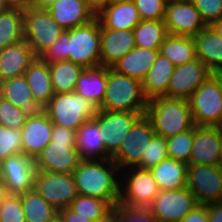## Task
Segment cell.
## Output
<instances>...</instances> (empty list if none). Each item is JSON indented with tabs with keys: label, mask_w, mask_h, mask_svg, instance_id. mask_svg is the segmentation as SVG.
Instances as JSON below:
<instances>
[{
	"label": "cell",
	"mask_w": 222,
	"mask_h": 222,
	"mask_svg": "<svg viewBox=\"0 0 222 222\" xmlns=\"http://www.w3.org/2000/svg\"><path fill=\"white\" fill-rule=\"evenodd\" d=\"M187 168V163L167 158L149 170L160 191H171L186 187Z\"/></svg>",
	"instance_id": "obj_30"
},
{
	"label": "cell",
	"mask_w": 222,
	"mask_h": 222,
	"mask_svg": "<svg viewBox=\"0 0 222 222\" xmlns=\"http://www.w3.org/2000/svg\"><path fill=\"white\" fill-rule=\"evenodd\" d=\"M175 65L160 53L155 63L143 79L142 90L147 100L158 96L168 97V85L174 72Z\"/></svg>",
	"instance_id": "obj_28"
},
{
	"label": "cell",
	"mask_w": 222,
	"mask_h": 222,
	"mask_svg": "<svg viewBox=\"0 0 222 222\" xmlns=\"http://www.w3.org/2000/svg\"><path fill=\"white\" fill-rule=\"evenodd\" d=\"M155 135L151 121L146 115H143L128 131L120 149L111 158L118 166L119 171H122L123 168L136 167L141 162L148 144Z\"/></svg>",
	"instance_id": "obj_13"
},
{
	"label": "cell",
	"mask_w": 222,
	"mask_h": 222,
	"mask_svg": "<svg viewBox=\"0 0 222 222\" xmlns=\"http://www.w3.org/2000/svg\"><path fill=\"white\" fill-rule=\"evenodd\" d=\"M164 23L168 34L194 37L207 27L191 0H168Z\"/></svg>",
	"instance_id": "obj_14"
},
{
	"label": "cell",
	"mask_w": 222,
	"mask_h": 222,
	"mask_svg": "<svg viewBox=\"0 0 222 222\" xmlns=\"http://www.w3.org/2000/svg\"><path fill=\"white\" fill-rule=\"evenodd\" d=\"M210 27L222 38V18L214 21Z\"/></svg>",
	"instance_id": "obj_55"
},
{
	"label": "cell",
	"mask_w": 222,
	"mask_h": 222,
	"mask_svg": "<svg viewBox=\"0 0 222 222\" xmlns=\"http://www.w3.org/2000/svg\"><path fill=\"white\" fill-rule=\"evenodd\" d=\"M88 8L97 16L109 3L110 0H85Z\"/></svg>",
	"instance_id": "obj_51"
},
{
	"label": "cell",
	"mask_w": 222,
	"mask_h": 222,
	"mask_svg": "<svg viewBox=\"0 0 222 222\" xmlns=\"http://www.w3.org/2000/svg\"><path fill=\"white\" fill-rule=\"evenodd\" d=\"M168 0H133L142 20H164Z\"/></svg>",
	"instance_id": "obj_43"
},
{
	"label": "cell",
	"mask_w": 222,
	"mask_h": 222,
	"mask_svg": "<svg viewBox=\"0 0 222 222\" xmlns=\"http://www.w3.org/2000/svg\"><path fill=\"white\" fill-rule=\"evenodd\" d=\"M186 187L198 204L222 202V167L188 164Z\"/></svg>",
	"instance_id": "obj_10"
},
{
	"label": "cell",
	"mask_w": 222,
	"mask_h": 222,
	"mask_svg": "<svg viewBox=\"0 0 222 222\" xmlns=\"http://www.w3.org/2000/svg\"><path fill=\"white\" fill-rule=\"evenodd\" d=\"M147 103L140 80L107 67L105 97L99 109L145 115Z\"/></svg>",
	"instance_id": "obj_3"
},
{
	"label": "cell",
	"mask_w": 222,
	"mask_h": 222,
	"mask_svg": "<svg viewBox=\"0 0 222 222\" xmlns=\"http://www.w3.org/2000/svg\"><path fill=\"white\" fill-rule=\"evenodd\" d=\"M53 123L46 112L27 118L22 131V153L35 159L51 142Z\"/></svg>",
	"instance_id": "obj_20"
},
{
	"label": "cell",
	"mask_w": 222,
	"mask_h": 222,
	"mask_svg": "<svg viewBox=\"0 0 222 222\" xmlns=\"http://www.w3.org/2000/svg\"><path fill=\"white\" fill-rule=\"evenodd\" d=\"M209 222H222V202L207 204Z\"/></svg>",
	"instance_id": "obj_50"
},
{
	"label": "cell",
	"mask_w": 222,
	"mask_h": 222,
	"mask_svg": "<svg viewBox=\"0 0 222 222\" xmlns=\"http://www.w3.org/2000/svg\"><path fill=\"white\" fill-rule=\"evenodd\" d=\"M98 108L76 93H58L45 106V112L55 125L77 131L87 120L93 119Z\"/></svg>",
	"instance_id": "obj_4"
},
{
	"label": "cell",
	"mask_w": 222,
	"mask_h": 222,
	"mask_svg": "<svg viewBox=\"0 0 222 222\" xmlns=\"http://www.w3.org/2000/svg\"><path fill=\"white\" fill-rule=\"evenodd\" d=\"M98 222H121L119 213L113 208L109 213Z\"/></svg>",
	"instance_id": "obj_53"
},
{
	"label": "cell",
	"mask_w": 222,
	"mask_h": 222,
	"mask_svg": "<svg viewBox=\"0 0 222 222\" xmlns=\"http://www.w3.org/2000/svg\"><path fill=\"white\" fill-rule=\"evenodd\" d=\"M58 218L61 222H92L83 216H79L69 208L59 210Z\"/></svg>",
	"instance_id": "obj_49"
},
{
	"label": "cell",
	"mask_w": 222,
	"mask_h": 222,
	"mask_svg": "<svg viewBox=\"0 0 222 222\" xmlns=\"http://www.w3.org/2000/svg\"><path fill=\"white\" fill-rule=\"evenodd\" d=\"M197 205L193 193L184 187L160 191L148 208L160 222H180Z\"/></svg>",
	"instance_id": "obj_15"
},
{
	"label": "cell",
	"mask_w": 222,
	"mask_h": 222,
	"mask_svg": "<svg viewBox=\"0 0 222 222\" xmlns=\"http://www.w3.org/2000/svg\"><path fill=\"white\" fill-rule=\"evenodd\" d=\"M52 143H76V131L53 124Z\"/></svg>",
	"instance_id": "obj_47"
},
{
	"label": "cell",
	"mask_w": 222,
	"mask_h": 222,
	"mask_svg": "<svg viewBox=\"0 0 222 222\" xmlns=\"http://www.w3.org/2000/svg\"><path fill=\"white\" fill-rule=\"evenodd\" d=\"M12 6L6 0H0V14L6 12Z\"/></svg>",
	"instance_id": "obj_57"
},
{
	"label": "cell",
	"mask_w": 222,
	"mask_h": 222,
	"mask_svg": "<svg viewBox=\"0 0 222 222\" xmlns=\"http://www.w3.org/2000/svg\"><path fill=\"white\" fill-rule=\"evenodd\" d=\"M0 96L20 107L27 118L45 112V106L33 98L24 75L0 83Z\"/></svg>",
	"instance_id": "obj_21"
},
{
	"label": "cell",
	"mask_w": 222,
	"mask_h": 222,
	"mask_svg": "<svg viewBox=\"0 0 222 222\" xmlns=\"http://www.w3.org/2000/svg\"><path fill=\"white\" fill-rule=\"evenodd\" d=\"M36 174L34 159L24 153L9 156L0 163V181L8 196H21L34 190Z\"/></svg>",
	"instance_id": "obj_9"
},
{
	"label": "cell",
	"mask_w": 222,
	"mask_h": 222,
	"mask_svg": "<svg viewBox=\"0 0 222 222\" xmlns=\"http://www.w3.org/2000/svg\"><path fill=\"white\" fill-rule=\"evenodd\" d=\"M212 72L198 58L175 66L168 85L169 98L188 99Z\"/></svg>",
	"instance_id": "obj_17"
},
{
	"label": "cell",
	"mask_w": 222,
	"mask_h": 222,
	"mask_svg": "<svg viewBox=\"0 0 222 222\" xmlns=\"http://www.w3.org/2000/svg\"><path fill=\"white\" fill-rule=\"evenodd\" d=\"M26 222H52L58 210L47 202L35 189L20 196Z\"/></svg>",
	"instance_id": "obj_35"
},
{
	"label": "cell",
	"mask_w": 222,
	"mask_h": 222,
	"mask_svg": "<svg viewBox=\"0 0 222 222\" xmlns=\"http://www.w3.org/2000/svg\"><path fill=\"white\" fill-rule=\"evenodd\" d=\"M207 26L222 18V0H191Z\"/></svg>",
	"instance_id": "obj_46"
},
{
	"label": "cell",
	"mask_w": 222,
	"mask_h": 222,
	"mask_svg": "<svg viewBox=\"0 0 222 222\" xmlns=\"http://www.w3.org/2000/svg\"><path fill=\"white\" fill-rule=\"evenodd\" d=\"M134 47L133 30H112L101 26L100 65L111 68Z\"/></svg>",
	"instance_id": "obj_19"
},
{
	"label": "cell",
	"mask_w": 222,
	"mask_h": 222,
	"mask_svg": "<svg viewBox=\"0 0 222 222\" xmlns=\"http://www.w3.org/2000/svg\"><path fill=\"white\" fill-rule=\"evenodd\" d=\"M24 76L33 98L46 106L55 94L50 78L49 65L40 57H37L25 71Z\"/></svg>",
	"instance_id": "obj_31"
},
{
	"label": "cell",
	"mask_w": 222,
	"mask_h": 222,
	"mask_svg": "<svg viewBox=\"0 0 222 222\" xmlns=\"http://www.w3.org/2000/svg\"><path fill=\"white\" fill-rule=\"evenodd\" d=\"M133 31L135 46L140 48L159 49L168 35L164 20H142Z\"/></svg>",
	"instance_id": "obj_36"
},
{
	"label": "cell",
	"mask_w": 222,
	"mask_h": 222,
	"mask_svg": "<svg viewBox=\"0 0 222 222\" xmlns=\"http://www.w3.org/2000/svg\"><path fill=\"white\" fill-rule=\"evenodd\" d=\"M194 127L166 138L168 158L190 164V156L193 147Z\"/></svg>",
	"instance_id": "obj_38"
},
{
	"label": "cell",
	"mask_w": 222,
	"mask_h": 222,
	"mask_svg": "<svg viewBox=\"0 0 222 222\" xmlns=\"http://www.w3.org/2000/svg\"><path fill=\"white\" fill-rule=\"evenodd\" d=\"M76 143L50 142L34 159L37 171L73 174L81 162Z\"/></svg>",
	"instance_id": "obj_16"
},
{
	"label": "cell",
	"mask_w": 222,
	"mask_h": 222,
	"mask_svg": "<svg viewBox=\"0 0 222 222\" xmlns=\"http://www.w3.org/2000/svg\"><path fill=\"white\" fill-rule=\"evenodd\" d=\"M167 158L166 138L155 135L148 144L141 162L136 167L149 170Z\"/></svg>",
	"instance_id": "obj_40"
},
{
	"label": "cell",
	"mask_w": 222,
	"mask_h": 222,
	"mask_svg": "<svg viewBox=\"0 0 222 222\" xmlns=\"http://www.w3.org/2000/svg\"><path fill=\"white\" fill-rule=\"evenodd\" d=\"M36 58L25 40L0 50V83L24 75Z\"/></svg>",
	"instance_id": "obj_22"
},
{
	"label": "cell",
	"mask_w": 222,
	"mask_h": 222,
	"mask_svg": "<svg viewBox=\"0 0 222 222\" xmlns=\"http://www.w3.org/2000/svg\"><path fill=\"white\" fill-rule=\"evenodd\" d=\"M104 29L133 30L141 21L133 0L109 3L97 16Z\"/></svg>",
	"instance_id": "obj_23"
},
{
	"label": "cell",
	"mask_w": 222,
	"mask_h": 222,
	"mask_svg": "<svg viewBox=\"0 0 222 222\" xmlns=\"http://www.w3.org/2000/svg\"><path fill=\"white\" fill-rule=\"evenodd\" d=\"M24 40L40 57L56 41L63 29L46 9L23 8Z\"/></svg>",
	"instance_id": "obj_6"
},
{
	"label": "cell",
	"mask_w": 222,
	"mask_h": 222,
	"mask_svg": "<svg viewBox=\"0 0 222 222\" xmlns=\"http://www.w3.org/2000/svg\"><path fill=\"white\" fill-rule=\"evenodd\" d=\"M68 208L92 222L100 221L113 209L105 200L80 194H78Z\"/></svg>",
	"instance_id": "obj_37"
},
{
	"label": "cell",
	"mask_w": 222,
	"mask_h": 222,
	"mask_svg": "<svg viewBox=\"0 0 222 222\" xmlns=\"http://www.w3.org/2000/svg\"><path fill=\"white\" fill-rule=\"evenodd\" d=\"M84 69L83 66L69 60L49 65L54 93H73L76 82Z\"/></svg>",
	"instance_id": "obj_34"
},
{
	"label": "cell",
	"mask_w": 222,
	"mask_h": 222,
	"mask_svg": "<svg viewBox=\"0 0 222 222\" xmlns=\"http://www.w3.org/2000/svg\"><path fill=\"white\" fill-rule=\"evenodd\" d=\"M27 117L20 107L0 96V125L10 129H22Z\"/></svg>",
	"instance_id": "obj_41"
},
{
	"label": "cell",
	"mask_w": 222,
	"mask_h": 222,
	"mask_svg": "<svg viewBox=\"0 0 222 222\" xmlns=\"http://www.w3.org/2000/svg\"><path fill=\"white\" fill-rule=\"evenodd\" d=\"M22 153L21 129H10L0 125V163L7 157Z\"/></svg>",
	"instance_id": "obj_39"
},
{
	"label": "cell",
	"mask_w": 222,
	"mask_h": 222,
	"mask_svg": "<svg viewBox=\"0 0 222 222\" xmlns=\"http://www.w3.org/2000/svg\"><path fill=\"white\" fill-rule=\"evenodd\" d=\"M142 116L141 113L97 110L93 119L99 125L100 135L105 144V152L111 158L120 149L128 131Z\"/></svg>",
	"instance_id": "obj_11"
},
{
	"label": "cell",
	"mask_w": 222,
	"mask_h": 222,
	"mask_svg": "<svg viewBox=\"0 0 222 222\" xmlns=\"http://www.w3.org/2000/svg\"><path fill=\"white\" fill-rule=\"evenodd\" d=\"M197 126H216L222 123V91L212 74L187 99Z\"/></svg>",
	"instance_id": "obj_7"
},
{
	"label": "cell",
	"mask_w": 222,
	"mask_h": 222,
	"mask_svg": "<svg viewBox=\"0 0 222 222\" xmlns=\"http://www.w3.org/2000/svg\"><path fill=\"white\" fill-rule=\"evenodd\" d=\"M222 131L216 126H194L190 164L220 165L219 145Z\"/></svg>",
	"instance_id": "obj_18"
},
{
	"label": "cell",
	"mask_w": 222,
	"mask_h": 222,
	"mask_svg": "<svg viewBox=\"0 0 222 222\" xmlns=\"http://www.w3.org/2000/svg\"><path fill=\"white\" fill-rule=\"evenodd\" d=\"M35 190L58 211L68 208L78 196L73 174L37 171Z\"/></svg>",
	"instance_id": "obj_12"
},
{
	"label": "cell",
	"mask_w": 222,
	"mask_h": 222,
	"mask_svg": "<svg viewBox=\"0 0 222 222\" xmlns=\"http://www.w3.org/2000/svg\"><path fill=\"white\" fill-rule=\"evenodd\" d=\"M212 74L218 79L222 91V71L214 72Z\"/></svg>",
	"instance_id": "obj_58"
},
{
	"label": "cell",
	"mask_w": 222,
	"mask_h": 222,
	"mask_svg": "<svg viewBox=\"0 0 222 222\" xmlns=\"http://www.w3.org/2000/svg\"><path fill=\"white\" fill-rule=\"evenodd\" d=\"M219 156H220V166L222 167V136H221V141L219 145Z\"/></svg>",
	"instance_id": "obj_59"
},
{
	"label": "cell",
	"mask_w": 222,
	"mask_h": 222,
	"mask_svg": "<svg viewBox=\"0 0 222 222\" xmlns=\"http://www.w3.org/2000/svg\"><path fill=\"white\" fill-rule=\"evenodd\" d=\"M52 222H61L60 220H59V218L57 217L55 220H53Z\"/></svg>",
	"instance_id": "obj_60"
},
{
	"label": "cell",
	"mask_w": 222,
	"mask_h": 222,
	"mask_svg": "<svg viewBox=\"0 0 222 222\" xmlns=\"http://www.w3.org/2000/svg\"><path fill=\"white\" fill-rule=\"evenodd\" d=\"M198 58L214 73L222 71V38L210 26L193 37Z\"/></svg>",
	"instance_id": "obj_29"
},
{
	"label": "cell",
	"mask_w": 222,
	"mask_h": 222,
	"mask_svg": "<svg viewBox=\"0 0 222 222\" xmlns=\"http://www.w3.org/2000/svg\"><path fill=\"white\" fill-rule=\"evenodd\" d=\"M118 170L111 158L81 160L73 172L78 194L105 200L114 207L120 198Z\"/></svg>",
	"instance_id": "obj_1"
},
{
	"label": "cell",
	"mask_w": 222,
	"mask_h": 222,
	"mask_svg": "<svg viewBox=\"0 0 222 222\" xmlns=\"http://www.w3.org/2000/svg\"><path fill=\"white\" fill-rule=\"evenodd\" d=\"M158 54L159 49L135 46L111 68L120 74L136 78L142 82L155 63Z\"/></svg>",
	"instance_id": "obj_26"
},
{
	"label": "cell",
	"mask_w": 222,
	"mask_h": 222,
	"mask_svg": "<svg viewBox=\"0 0 222 222\" xmlns=\"http://www.w3.org/2000/svg\"><path fill=\"white\" fill-rule=\"evenodd\" d=\"M118 1H123V0H110V3L111 2H118Z\"/></svg>",
	"instance_id": "obj_61"
},
{
	"label": "cell",
	"mask_w": 222,
	"mask_h": 222,
	"mask_svg": "<svg viewBox=\"0 0 222 222\" xmlns=\"http://www.w3.org/2000/svg\"><path fill=\"white\" fill-rule=\"evenodd\" d=\"M113 208L119 213L121 222H160L149 208L128 207L119 203Z\"/></svg>",
	"instance_id": "obj_44"
},
{
	"label": "cell",
	"mask_w": 222,
	"mask_h": 222,
	"mask_svg": "<svg viewBox=\"0 0 222 222\" xmlns=\"http://www.w3.org/2000/svg\"><path fill=\"white\" fill-rule=\"evenodd\" d=\"M106 82L107 67L98 65L85 68L76 82L74 93L89 100L99 109L105 97Z\"/></svg>",
	"instance_id": "obj_25"
},
{
	"label": "cell",
	"mask_w": 222,
	"mask_h": 222,
	"mask_svg": "<svg viewBox=\"0 0 222 222\" xmlns=\"http://www.w3.org/2000/svg\"><path fill=\"white\" fill-rule=\"evenodd\" d=\"M0 222H26L20 196H7L2 202Z\"/></svg>",
	"instance_id": "obj_42"
},
{
	"label": "cell",
	"mask_w": 222,
	"mask_h": 222,
	"mask_svg": "<svg viewBox=\"0 0 222 222\" xmlns=\"http://www.w3.org/2000/svg\"><path fill=\"white\" fill-rule=\"evenodd\" d=\"M180 222H209L207 205L198 204Z\"/></svg>",
	"instance_id": "obj_48"
},
{
	"label": "cell",
	"mask_w": 222,
	"mask_h": 222,
	"mask_svg": "<svg viewBox=\"0 0 222 222\" xmlns=\"http://www.w3.org/2000/svg\"><path fill=\"white\" fill-rule=\"evenodd\" d=\"M22 7H11L0 14V50L24 40Z\"/></svg>",
	"instance_id": "obj_33"
},
{
	"label": "cell",
	"mask_w": 222,
	"mask_h": 222,
	"mask_svg": "<svg viewBox=\"0 0 222 222\" xmlns=\"http://www.w3.org/2000/svg\"><path fill=\"white\" fill-rule=\"evenodd\" d=\"M124 170H126L125 177H122V180L125 181H120L119 204L148 208L160 192L151 171L138 167H129V170L127 168Z\"/></svg>",
	"instance_id": "obj_8"
},
{
	"label": "cell",
	"mask_w": 222,
	"mask_h": 222,
	"mask_svg": "<svg viewBox=\"0 0 222 222\" xmlns=\"http://www.w3.org/2000/svg\"><path fill=\"white\" fill-rule=\"evenodd\" d=\"M68 60L84 68L100 65L101 24L97 17L68 30Z\"/></svg>",
	"instance_id": "obj_5"
},
{
	"label": "cell",
	"mask_w": 222,
	"mask_h": 222,
	"mask_svg": "<svg viewBox=\"0 0 222 222\" xmlns=\"http://www.w3.org/2000/svg\"><path fill=\"white\" fill-rule=\"evenodd\" d=\"M46 10L65 30L87 24L96 17L85 0H58Z\"/></svg>",
	"instance_id": "obj_24"
},
{
	"label": "cell",
	"mask_w": 222,
	"mask_h": 222,
	"mask_svg": "<svg viewBox=\"0 0 222 222\" xmlns=\"http://www.w3.org/2000/svg\"><path fill=\"white\" fill-rule=\"evenodd\" d=\"M76 149L82 160H101L111 158L105 152V144L98 123L87 120L76 131Z\"/></svg>",
	"instance_id": "obj_27"
},
{
	"label": "cell",
	"mask_w": 222,
	"mask_h": 222,
	"mask_svg": "<svg viewBox=\"0 0 222 222\" xmlns=\"http://www.w3.org/2000/svg\"><path fill=\"white\" fill-rule=\"evenodd\" d=\"M159 53L167 57L175 66L196 59L193 37L168 34L159 48Z\"/></svg>",
	"instance_id": "obj_32"
},
{
	"label": "cell",
	"mask_w": 222,
	"mask_h": 222,
	"mask_svg": "<svg viewBox=\"0 0 222 222\" xmlns=\"http://www.w3.org/2000/svg\"><path fill=\"white\" fill-rule=\"evenodd\" d=\"M69 41L68 30L63 31L61 36L52 43L40 58L48 65L59 61L68 60L67 42Z\"/></svg>",
	"instance_id": "obj_45"
},
{
	"label": "cell",
	"mask_w": 222,
	"mask_h": 222,
	"mask_svg": "<svg viewBox=\"0 0 222 222\" xmlns=\"http://www.w3.org/2000/svg\"><path fill=\"white\" fill-rule=\"evenodd\" d=\"M7 196V189L4 187V184L0 181V206L2 202L7 198Z\"/></svg>",
	"instance_id": "obj_56"
},
{
	"label": "cell",
	"mask_w": 222,
	"mask_h": 222,
	"mask_svg": "<svg viewBox=\"0 0 222 222\" xmlns=\"http://www.w3.org/2000/svg\"><path fill=\"white\" fill-rule=\"evenodd\" d=\"M158 136L168 138L195 126L187 99L158 96L148 100L145 112Z\"/></svg>",
	"instance_id": "obj_2"
},
{
	"label": "cell",
	"mask_w": 222,
	"mask_h": 222,
	"mask_svg": "<svg viewBox=\"0 0 222 222\" xmlns=\"http://www.w3.org/2000/svg\"><path fill=\"white\" fill-rule=\"evenodd\" d=\"M58 0H32L30 7L35 9H47Z\"/></svg>",
	"instance_id": "obj_52"
},
{
	"label": "cell",
	"mask_w": 222,
	"mask_h": 222,
	"mask_svg": "<svg viewBox=\"0 0 222 222\" xmlns=\"http://www.w3.org/2000/svg\"><path fill=\"white\" fill-rule=\"evenodd\" d=\"M12 7H29L32 0H6Z\"/></svg>",
	"instance_id": "obj_54"
}]
</instances>
